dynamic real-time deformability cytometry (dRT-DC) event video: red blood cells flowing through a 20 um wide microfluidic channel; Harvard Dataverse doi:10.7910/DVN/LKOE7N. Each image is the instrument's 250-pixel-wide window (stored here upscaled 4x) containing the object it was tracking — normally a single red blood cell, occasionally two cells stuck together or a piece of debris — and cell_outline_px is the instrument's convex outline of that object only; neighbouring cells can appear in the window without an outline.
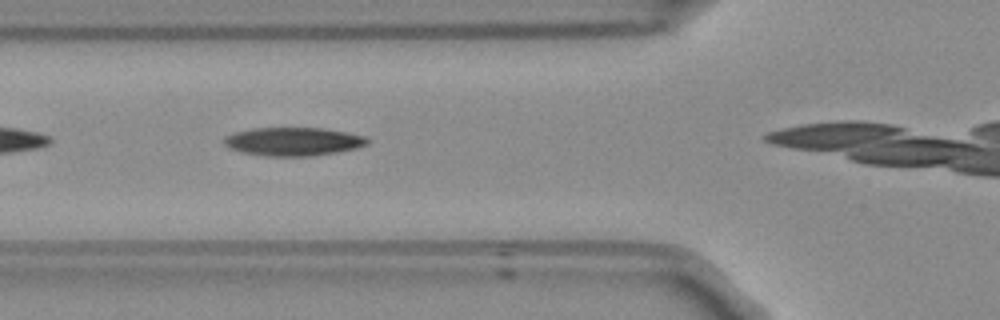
{"species": "Egyptian fruit bat (a non-hibernating species)", "species_latin": "Rousettus aegyptiacus", "temperature_condition": "room temperature", "stored_images_in_passage": 8, "camera_frame_rate_fps": 3000, "um_per_image_px": 0.085, "frame": {"image": 1, "passage_image": 4, "time_ms": 1.0, "image_size_px": [1000, 320], "cell_outline_px": [[368, 144], [356, 148], [336, 152], [312, 156], [268, 156], [240, 152], [228, 148], [224, 144], [224, 136], [232, 132], [252, 128], [324, 128], [348, 132], [364, 136], [368, 140]], "centroid_in_image_um": [24.88, 12.02], "position_along_channel_um": 100.9, "area_um2": 23.87}}